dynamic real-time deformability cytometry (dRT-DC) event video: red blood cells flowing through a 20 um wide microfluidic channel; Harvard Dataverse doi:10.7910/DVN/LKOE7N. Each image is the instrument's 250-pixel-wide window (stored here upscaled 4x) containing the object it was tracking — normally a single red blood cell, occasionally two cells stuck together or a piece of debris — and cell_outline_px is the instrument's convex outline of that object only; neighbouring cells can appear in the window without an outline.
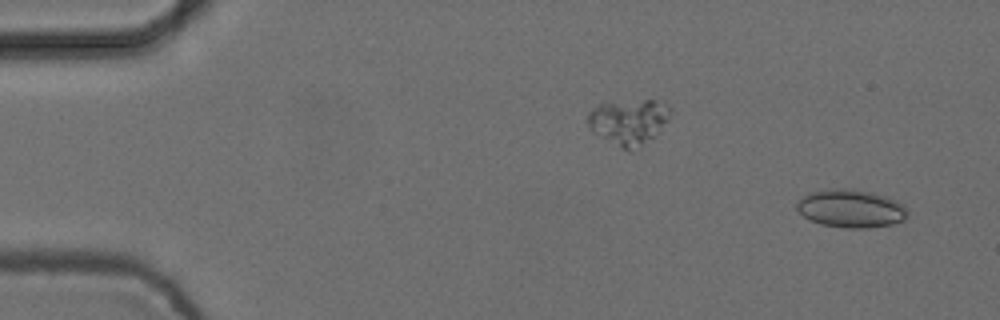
{"species": "common noctule bat (a hibernating species)", "species_latin": "Nyctalus noctula", "temperature_condition": "cold", "stored_images_in_passage": 6, "camera_frame_rate_fps": 3000, "um_per_image_px": 0.085, "animal": {"sex": "female", "body_mass_g": 24.6, "forearm_length_mm": 56.2}, "frame": {"image": 1, "passage_image": 1, "time_ms": 0.0, "image_size_px": [1000, 320], "cell_outline_px": [[908, 216], [904, 220], [892, 224], [868, 228], [844, 228], [820, 224], [808, 220], [796, 208], [796, 200], [808, 192], [832, 188], [844, 188], [872, 192], [896, 200], [904, 204], [908, 212]], "centroid_in_image_um": [72.3, 17.72], "position_along_channel_um": 12.7, "area_um2": 24.91}}
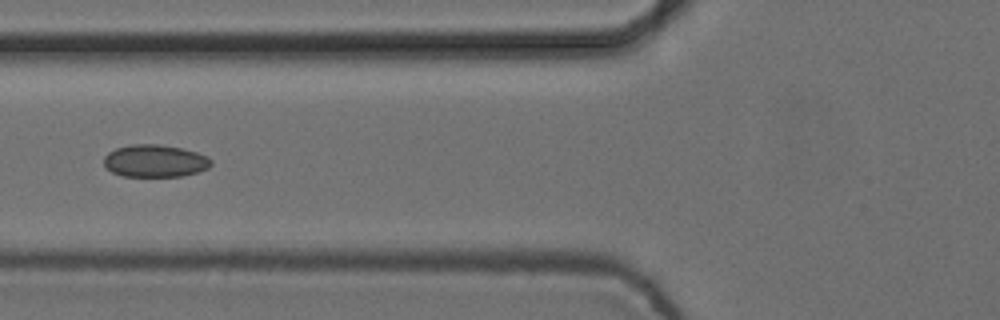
{"frame": {"image": 2, "passage_image": 6, "time_ms": 1.667, "image_size_px": [1000, 320], "cell_outline_px": [[212, 164], [208, 168], [196, 172], [180, 176], [124, 176], [112, 172], [104, 164], [104, 156], [108, 152], [116, 148], [132, 144], [160, 144], [180, 148], [196, 152], [208, 156], [212, 160]], "centroid_in_image_um": [13.17, 13.67], "position_along_channel_um": 112.6, "area_um2": 20.17}}